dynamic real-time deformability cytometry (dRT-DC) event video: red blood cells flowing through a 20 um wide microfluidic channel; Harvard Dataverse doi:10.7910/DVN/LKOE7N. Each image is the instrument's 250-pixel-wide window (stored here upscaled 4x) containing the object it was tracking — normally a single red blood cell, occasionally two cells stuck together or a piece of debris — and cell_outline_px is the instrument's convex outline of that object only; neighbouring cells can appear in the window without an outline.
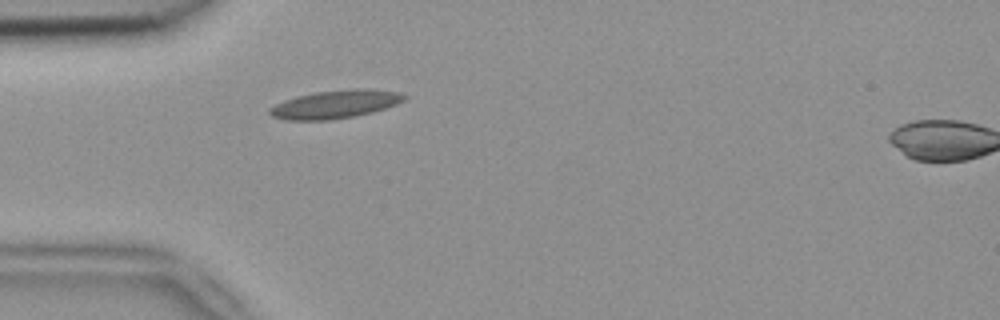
{"species": "common noctule bat (a hibernating species)", "species_latin": "Nyctalus noctula", "temperature_condition": "room temperature", "stored_images_in_passage": 2, "camera_frame_rate_fps": 3000, "um_per_image_px": 0.085, "animal": {"sex": "female", "body_mass_g": 18.4}, "frame": {"image": 1, "passage_image": 1, "time_ms": 0.0, "image_size_px": [1000, 320], "cell_outline_px": [[408, 96], [404, 100], [396, 104], [372, 112], [356, 116], [332, 120], [284, 120], [272, 116], [268, 112], [268, 108], [284, 100], [296, 96], [316, 92], [356, 88], [360, 88], [400, 92]], "centroid_in_image_um": [28.48, 8.87], "position_along_channel_um": 56.5, "area_um2": 22.14}}